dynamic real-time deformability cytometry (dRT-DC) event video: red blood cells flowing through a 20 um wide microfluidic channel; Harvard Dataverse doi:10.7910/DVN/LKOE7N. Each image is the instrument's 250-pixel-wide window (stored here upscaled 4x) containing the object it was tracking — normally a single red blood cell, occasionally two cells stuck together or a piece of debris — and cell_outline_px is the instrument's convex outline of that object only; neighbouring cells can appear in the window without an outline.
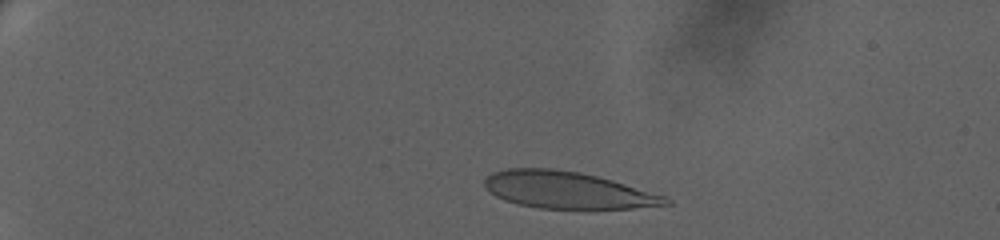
{"species": "human", "species_latin": "Homo sapiens", "temperature_condition": "warm", "stored_images_in_passage": 59, "camera_frame_rate_fps": 3000, "um_per_image_px": 0.085, "donor": {"sex": "female"}, "frame": {"image": 1, "passage_image": 7, "time_ms": 2.0, "image_size_px": [1000, 240], "cell_outline_px": [[672, 204], [632, 208], [540, 208], [520, 204], [504, 200], [488, 192], [484, 188], [484, 176], [492, 172], [508, 168], [556, 168], [580, 172], [612, 180], [664, 196], [672, 200]], "centroid_in_image_um": [48.16, 16.14], "position_along_channel_um": 36.8, "area_um2": 38.84}}
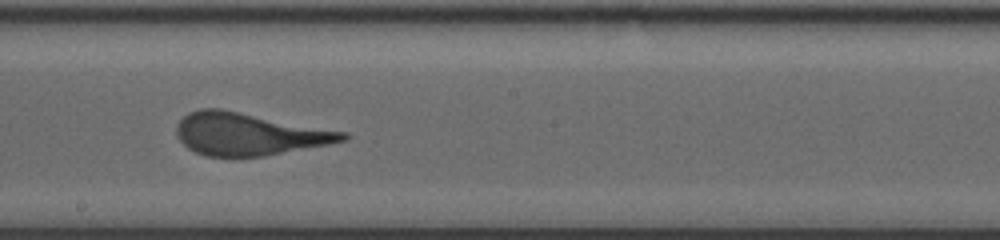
{"frame": {"image": 2, "passage_image": 34, "time_ms": 11.0, "image_size_px": [1000, 240], "cell_outline_px": [[348, 140], [328, 144], [264, 156], [208, 156], [196, 152], [188, 148], [180, 140], [176, 132], [176, 128], [180, 120], [188, 112], [200, 108], [220, 108], [348, 132]], "centroid_in_image_um": [21.16, 11.38], "position_along_channel_um": 227.0, "area_um2": 40.86}}
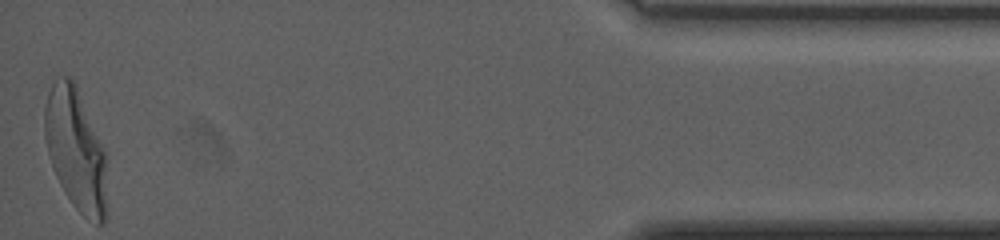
{"frame": {"image": 3, "passage_image": 59, "time_ms": 19.333, "image_size_px": [1000, 240], "cell_outline_px": [[108, 220], [104, 224], [96, 224], [84, 216], [72, 204], [60, 184], [52, 168], [44, 136], [44, 108], [48, 92], [52, 84], [60, 76], [68, 76], [72, 80], [76, 88], [104, 152]], "centroid_in_image_um": [6.42, 12.81], "position_along_channel_um": 428.8, "area_um2": 43.64}}